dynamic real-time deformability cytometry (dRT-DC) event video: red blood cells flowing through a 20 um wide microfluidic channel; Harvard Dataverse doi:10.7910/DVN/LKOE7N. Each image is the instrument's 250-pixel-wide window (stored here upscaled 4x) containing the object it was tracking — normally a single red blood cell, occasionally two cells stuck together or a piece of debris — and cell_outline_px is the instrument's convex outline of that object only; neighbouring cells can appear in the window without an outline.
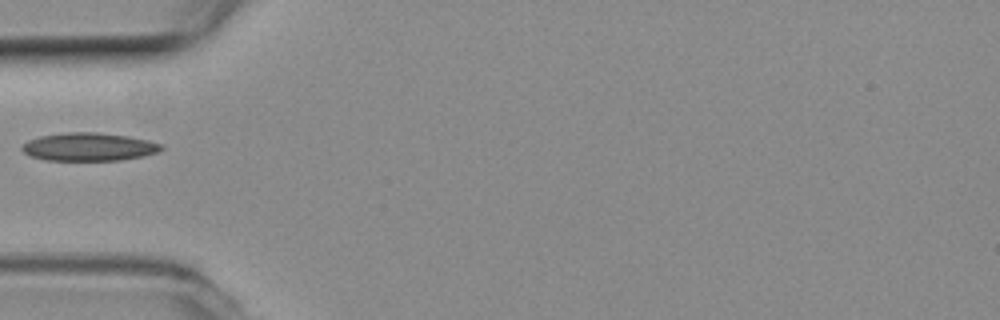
{"species": "common noctule bat (a hibernating species)", "species_latin": "Nyctalus noctula", "temperature_condition": "room temperature", "stored_images_in_passage": 3, "camera_frame_rate_fps": 3000, "um_per_image_px": 0.085, "animal": {"sex": "female", "body_mass_g": 19.3, "forearm_length_mm": 54.1}, "frame": {"image": 1, "passage_image": 1, "time_ms": 0.0, "image_size_px": [1000, 320], "cell_outline_px": [[164, 148], [156, 152], [144, 156], [120, 160], [44, 160], [32, 156], [24, 152], [20, 148], [28, 140], [40, 136], [68, 132], [96, 132], [128, 136], [148, 140], [164, 144]], "centroid_in_image_um": [7.58, 12.48], "position_along_channel_um": 77.4, "area_um2": 22.77}}